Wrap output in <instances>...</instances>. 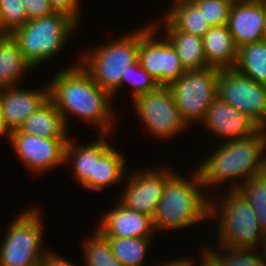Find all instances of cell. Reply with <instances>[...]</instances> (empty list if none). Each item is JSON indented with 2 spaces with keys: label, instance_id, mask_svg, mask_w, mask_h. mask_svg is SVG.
<instances>
[{
  "label": "cell",
  "instance_id": "cell-1",
  "mask_svg": "<svg viewBox=\"0 0 266 266\" xmlns=\"http://www.w3.org/2000/svg\"><path fill=\"white\" fill-rule=\"evenodd\" d=\"M48 81L49 98L62 115L68 130L70 128L69 132V118L73 116L92 124L98 134L113 133L116 116H113L111 103L114 100L78 61L56 72Z\"/></svg>",
  "mask_w": 266,
  "mask_h": 266
},
{
  "label": "cell",
  "instance_id": "cell-2",
  "mask_svg": "<svg viewBox=\"0 0 266 266\" xmlns=\"http://www.w3.org/2000/svg\"><path fill=\"white\" fill-rule=\"evenodd\" d=\"M265 150L266 129H259L247 138L219 143L196 167L204 189L229 180L227 189L235 190L248 179L266 172Z\"/></svg>",
  "mask_w": 266,
  "mask_h": 266
},
{
  "label": "cell",
  "instance_id": "cell-3",
  "mask_svg": "<svg viewBox=\"0 0 266 266\" xmlns=\"http://www.w3.org/2000/svg\"><path fill=\"white\" fill-rule=\"evenodd\" d=\"M188 178L175 172L167 181L158 208L153 216L156 233L182 230L197 223L209 221V195L202 192L204 187L198 170L192 169Z\"/></svg>",
  "mask_w": 266,
  "mask_h": 266
},
{
  "label": "cell",
  "instance_id": "cell-4",
  "mask_svg": "<svg viewBox=\"0 0 266 266\" xmlns=\"http://www.w3.org/2000/svg\"><path fill=\"white\" fill-rule=\"evenodd\" d=\"M209 197V219L219 218L215 221L218 224L215 226L217 245L245 249L264 247L266 235L259 226L255 211L237 189H227L219 198Z\"/></svg>",
  "mask_w": 266,
  "mask_h": 266
},
{
  "label": "cell",
  "instance_id": "cell-5",
  "mask_svg": "<svg viewBox=\"0 0 266 266\" xmlns=\"http://www.w3.org/2000/svg\"><path fill=\"white\" fill-rule=\"evenodd\" d=\"M78 28L79 25L70 17L54 12L28 20L10 35L17 42L25 59L35 69L60 54Z\"/></svg>",
  "mask_w": 266,
  "mask_h": 266
},
{
  "label": "cell",
  "instance_id": "cell-6",
  "mask_svg": "<svg viewBox=\"0 0 266 266\" xmlns=\"http://www.w3.org/2000/svg\"><path fill=\"white\" fill-rule=\"evenodd\" d=\"M139 29L82 52L78 62L91 78L112 95L121 87L122 75L138 61Z\"/></svg>",
  "mask_w": 266,
  "mask_h": 266
},
{
  "label": "cell",
  "instance_id": "cell-7",
  "mask_svg": "<svg viewBox=\"0 0 266 266\" xmlns=\"http://www.w3.org/2000/svg\"><path fill=\"white\" fill-rule=\"evenodd\" d=\"M38 209L31 206L14 216L0 244V266H36L42 262L47 250L42 245L43 213Z\"/></svg>",
  "mask_w": 266,
  "mask_h": 266
},
{
  "label": "cell",
  "instance_id": "cell-8",
  "mask_svg": "<svg viewBox=\"0 0 266 266\" xmlns=\"http://www.w3.org/2000/svg\"><path fill=\"white\" fill-rule=\"evenodd\" d=\"M220 69L207 67L186 71L168 85L182 119L188 126L202 123L217 98Z\"/></svg>",
  "mask_w": 266,
  "mask_h": 266
},
{
  "label": "cell",
  "instance_id": "cell-9",
  "mask_svg": "<svg viewBox=\"0 0 266 266\" xmlns=\"http://www.w3.org/2000/svg\"><path fill=\"white\" fill-rule=\"evenodd\" d=\"M131 101L134 110L153 138H159L160 141L170 140L189 129L168 86L159 85L155 90L141 94Z\"/></svg>",
  "mask_w": 266,
  "mask_h": 266
},
{
  "label": "cell",
  "instance_id": "cell-10",
  "mask_svg": "<svg viewBox=\"0 0 266 266\" xmlns=\"http://www.w3.org/2000/svg\"><path fill=\"white\" fill-rule=\"evenodd\" d=\"M159 25L157 21H153L143 24L144 27H138V62L159 85L168 86L186 71L168 38L156 37L160 32Z\"/></svg>",
  "mask_w": 266,
  "mask_h": 266
},
{
  "label": "cell",
  "instance_id": "cell-11",
  "mask_svg": "<svg viewBox=\"0 0 266 266\" xmlns=\"http://www.w3.org/2000/svg\"><path fill=\"white\" fill-rule=\"evenodd\" d=\"M217 97L245 114L260 129H266V85L234 68L220 69Z\"/></svg>",
  "mask_w": 266,
  "mask_h": 266
},
{
  "label": "cell",
  "instance_id": "cell-12",
  "mask_svg": "<svg viewBox=\"0 0 266 266\" xmlns=\"http://www.w3.org/2000/svg\"><path fill=\"white\" fill-rule=\"evenodd\" d=\"M142 168L127 173L123 191L118 201L132 211L140 212L153 218L162 198L166 181L176 172L168 167Z\"/></svg>",
  "mask_w": 266,
  "mask_h": 266
},
{
  "label": "cell",
  "instance_id": "cell-13",
  "mask_svg": "<svg viewBox=\"0 0 266 266\" xmlns=\"http://www.w3.org/2000/svg\"><path fill=\"white\" fill-rule=\"evenodd\" d=\"M68 138H42L23 134L19 130L10 132L8 143L21 164L33 174L51 172V169L66 165L65 149Z\"/></svg>",
  "mask_w": 266,
  "mask_h": 266
},
{
  "label": "cell",
  "instance_id": "cell-14",
  "mask_svg": "<svg viewBox=\"0 0 266 266\" xmlns=\"http://www.w3.org/2000/svg\"><path fill=\"white\" fill-rule=\"evenodd\" d=\"M206 131L215 135L221 142L247 138L260 128L245 114L217 97L208 109L201 123Z\"/></svg>",
  "mask_w": 266,
  "mask_h": 266
},
{
  "label": "cell",
  "instance_id": "cell-15",
  "mask_svg": "<svg viewBox=\"0 0 266 266\" xmlns=\"http://www.w3.org/2000/svg\"><path fill=\"white\" fill-rule=\"evenodd\" d=\"M49 98L48 83L36 89L15 85L0 90V107L5 127L9 132L18 130L23 122Z\"/></svg>",
  "mask_w": 266,
  "mask_h": 266
},
{
  "label": "cell",
  "instance_id": "cell-16",
  "mask_svg": "<svg viewBox=\"0 0 266 266\" xmlns=\"http://www.w3.org/2000/svg\"><path fill=\"white\" fill-rule=\"evenodd\" d=\"M101 216L96 227L106 237L153 238L155 228L153 218L146 214L132 211L119 201Z\"/></svg>",
  "mask_w": 266,
  "mask_h": 266
},
{
  "label": "cell",
  "instance_id": "cell-17",
  "mask_svg": "<svg viewBox=\"0 0 266 266\" xmlns=\"http://www.w3.org/2000/svg\"><path fill=\"white\" fill-rule=\"evenodd\" d=\"M265 4L261 0H238L230 10L228 28L237 48L263 40Z\"/></svg>",
  "mask_w": 266,
  "mask_h": 266
},
{
  "label": "cell",
  "instance_id": "cell-18",
  "mask_svg": "<svg viewBox=\"0 0 266 266\" xmlns=\"http://www.w3.org/2000/svg\"><path fill=\"white\" fill-rule=\"evenodd\" d=\"M94 141L85 145L77 144L68 138L65 149V163H72L73 179L86 191H90V176H93L94 157H100L112 144L106 137L110 134H98ZM74 164V165H73Z\"/></svg>",
  "mask_w": 266,
  "mask_h": 266
},
{
  "label": "cell",
  "instance_id": "cell-19",
  "mask_svg": "<svg viewBox=\"0 0 266 266\" xmlns=\"http://www.w3.org/2000/svg\"><path fill=\"white\" fill-rule=\"evenodd\" d=\"M207 64L218 69L234 68L238 48L229 31L228 25L211 26L202 37Z\"/></svg>",
  "mask_w": 266,
  "mask_h": 266
},
{
  "label": "cell",
  "instance_id": "cell-20",
  "mask_svg": "<svg viewBox=\"0 0 266 266\" xmlns=\"http://www.w3.org/2000/svg\"><path fill=\"white\" fill-rule=\"evenodd\" d=\"M165 35L173 45L185 71L202 70L210 67L204 54L202 37L177 30L164 16Z\"/></svg>",
  "mask_w": 266,
  "mask_h": 266
},
{
  "label": "cell",
  "instance_id": "cell-21",
  "mask_svg": "<svg viewBox=\"0 0 266 266\" xmlns=\"http://www.w3.org/2000/svg\"><path fill=\"white\" fill-rule=\"evenodd\" d=\"M23 134L42 138H69L70 133L54 102L48 98L18 129Z\"/></svg>",
  "mask_w": 266,
  "mask_h": 266
},
{
  "label": "cell",
  "instance_id": "cell-22",
  "mask_svg": "<svg viewBox=\"0 0 266 266\" xmlns=\"http://www.w3.org/2000/svg\"><path fill=\"white\" fill-rule=\"evenodd\" d=\"M33 66L10 34H0V90L21 83ZM20 82V83H19Z\"/></svg>",
  "mask_w": 266,
  "mask_h": 266
},
{
  "label": "cell",
  "instance_id": "cell-23",
  "mask_svg": "<svg viewBox=\"0 0 266 266\" xmlns=\"http://www.w3.org/2000/svg\"><path fill=\"white\" fill-rule=\"evenodd\" d=\"M126 156L110 146L100 157H94L93 176H90V191L100 193L105 188L122 183L127 176Z\"/></svg>",
  "mask_w": 266,
  "mask_h": 266
},
{
  "label": "cell",
  "instance_id": "cell-24",
  "mask_svg": "<svg viewBox=\"0 0 266 266\" xmlns=\"http://www.w3.org/2000/svg\"><path fill=\"white\" fill-rule=\"evenodd\" d=\"M163 16L179 31L203 37L211 28L202 10L192 0H173Z\"/></svg>",
  "mask_w": 266,
  "mask_h": 266
},
{
  "label": "cell",
  "instance_id": "cell-25",
  "mask_svg": "<svg viewBox=\"0 0 266 266\" xmlns=\"http://www.w3.org/2000/svg\"><path fill=\"white\" fill-rule=\"evenodd\" d=\"M234 69L257 83L266 85V41L253 42L238 48Z\"/></svg>",
  "mask_w": 266,
  "mask_h": 266
},
{
  "label": "cell",
  "instance_id": "cell-26",
  "mask_svg": "<svg viewBox=\"0 0 266 266\" xmlns=\"http://www.w3.org/2000/svg\"><path fill=\"white\" fill-rule=\"evenodd\" d=\"M154 238L108 237L113 255L123 266H145Z\"/></svg>",
  "mask_w": 266,
  "mask_h": 266
},
{
  "label": "cell",
  "instance_id": "cell-27",
  "mask_svg": "<svg viewBox=\"0 0 266 266\" xmlns=\"http://www.w3.org/2000/svg\"><path fill=\"white\" fill-rule=\"evenodd\" d=\"M89 238L84 239L83 245V266H123L113 255L108 237L99 229H93Z\"/></svg>",
  "mask_w": 266,
  "mask_h": 266
},
{
  "label": "cell",
  "instance_id": "cell-28",
  "mask_svg": "<svg viewBox=\"0 0 266 266\" xmlns=\"http://www.w3.org/2000/svg\"><path fill=\"white\" fill-rule=\"evenodd\" d=\"M210 248H209V247ZM206 247L223 266H266L264 250L259 248H232L225 245H217L218 251L211 248L208 244ZM262 251V252H261Z\"/></svg>",
  "mask_w": 266,
  "mask_h": 266
},
{
  "label": "cell",
  "instance_id": "cell-29",
  "mask_svg": "<svg viewBox=\"0 0 266 266\" xmlns=\"http://www.w3.org/2000/svg\"><path fill=\"white\" fill-rule=\"evenodd\" d=\"M237 190L254 209L259 226L266 235V172L243 182Z\"/></svg>",
  "mask_w": 266,
  "mask_h": 266
},
{
  "label": "cell",
  "instance_id": "cell-30",
  "mask_svg": "<svg viewBox=\"0 0 266 266\" xmlns=\"http://www.w3.org/2000/svg\"><path fill=\"white\" fill-rule=\"evenodd\" d=\"M131 86V99L135 97L148 93L149 91L155 90L159 84L156 80L151 77L148 72L139 64L137 61L135 64L129 66V70L125 75H122L121 87H119L112 95V99H115V95L119 92L122 85L128 84Z\"/></svg>",
  "mask_w": 266,
  "mask_h": 266
},
{
  "label": "cell",
  "instance_id": "cell-31",
  "mask_svg": "<svg viewBox=\"0 0 266 266\" xmlns=\"http://www.w3.org/2000/svg\"><path fill=\"white\" fill-rule=\"evenodd\" d=\"M28 20L22 0H0V34H11Z\"/></svg>",
  "mask_w": 266,
  "mask_h": 266
},
{
  "label": "cell",
  "instance_id": "cell-32",
  "mask_svg": "<svg viewBox=\"0 0 266 266\" xmlns=\"http://www.w3.org/2000/svg\"><path fill=\"white\" fill-rule=\"evenodd\" d=\"M211 26L227 25L232 0H192Z\"/></svg>",
  "mask_w": 266,
  "mask_h": 266
},
{
  "label": "cell",
  "instance_id": "cell-33",
  "mask_svg": "<svg viewBox=\"0 0 266 266\" xmlns=\"http://www.w3.org/2000/svg\"><path fill=\"white\" fill-rule=\"evenodd\" d=\"M54 12L67 15L74 20L79 26L81 25V0H48Z\"/></svg>",
  "mask_w": 266,
  "mask_h": 266
},
{
  "label": "cell",
  "instance_id": "cell-34",
  "mask_svg": "<svg viewBox=\"0 0 266 266\" xmlns=\"http://www.w3.org/2000/svg\"><path fill=\"white\" fill-rule=\"evenodd\" d=\"M22 4L29 20L54 13L48 0H22Z\"/></svg>",
  "mask_w": 266,
  "mask_h": 266
},
{
  "label": "cell",
  "instance_id": "cell-35",
  "mask_svg": "<svg viewBox=\"0 0 266 266\" xmlns=\"http://www.w3.org/2000/svg\"><path fill=\"white\" fill-rule=\"evenodd\" d=\"M42 266H78L73 264L69 259L61 257L60 254L54 253V251L48 250L42 259Z\"/></svg>",
  "mask_w": 266,
  "mask_h": 266
},
{
  "label": "cell",
  "instance_id": "cell-36",
  "mask_svg": "<svg viewBox=\"0 0 266 266\" xmlns=\"http://www.w3.org/2000/svg\"><path fill=\"white\" fill-rule=\"evenodd\" d=\"M203 246L205 245H202L200 248L202 250L199 255L200 257H198V260L200 258V263H198L199 265L194 264V266H223L222 263L206 248V246Z\"/></svg>",
  "mask_w": 266,
  "mask_h": 266
},
{
  "label": "cell",
  "instance_id": "cell-37",
  "mask_svg": "<svg viewBox=\"0 0 266 266\" xmlns=\"http://www.w3.org/2000/svg\"><path fill=\"white\" fill-rule=\"evenodd\" d=\"M183 256V257H182ZM181 256V258H176V260H167L162 263H158L156 266H194L195 261L193 257H187L184 256V254ZM183 258V259H182Z\"/></svg>",
  "mask_w": 266,
  "mask_h": 266
},
{
  "label": "cell",
  "instance_id": "cell-38",
  "mask_svg": "<svg viewBox=\"0 0 266 266\" xmlns=\"http://www.w3.org/2000/svg\"><path fill=\"white\" fill-rule=\"evenodd\" d=\"M6 137L7 141L9 140V136H10V132L7 130V128L5 127L4 121H3V115L1 112V107H0V137L1 138Z\"/></svg>",
  "mask_w": 266,
  "mask_h": 266
},
{
  "label": "cell",
  "instance_id": "cell-39",
  "mask_svg": "<svg viewBox=\"0 0 266 266\" xmlns=\"http://www.w3.org/2000/svg\"><path fill=\"white\" fill-rule=\"evenodd\" d=\"M263 40L266 41V5H265V20H264Z\"/></svg>",
  "mask_w": 266,
  "mask_h": 266
},
{
  "label": "cell",
  "instance_id": "cell-40",
  "mask_svg": "<svg viewBox=\"0 0 266 266\" xmlns=\"http://www.w3.org/2000/svg\"><path fill=\"white\" fill-rule=\"evenodd\" d=\"M263 250H264V254H265V258H266V237H265V244H264Z\"/></svg>",
  "mask_w": 266,
  "mask_h": 266
}]
</instances>
